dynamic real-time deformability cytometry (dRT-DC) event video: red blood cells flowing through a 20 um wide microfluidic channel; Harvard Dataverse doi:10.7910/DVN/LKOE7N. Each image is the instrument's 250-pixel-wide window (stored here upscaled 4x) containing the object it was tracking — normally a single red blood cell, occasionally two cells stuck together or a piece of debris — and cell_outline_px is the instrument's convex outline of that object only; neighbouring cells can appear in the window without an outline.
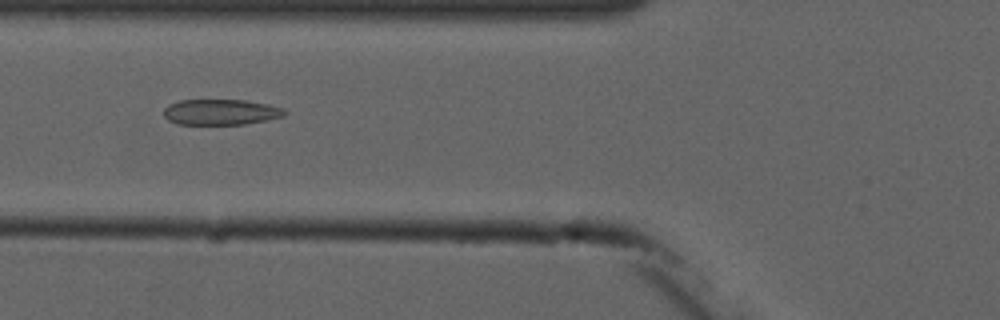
{"species": "common noctule bat (a hibernating species)", "species_latin": "Nyctalus noctula", "temperature_condition": "cold", "stored_images_in_passage": 10, "camera_frame_rate_fps": 3000, "um_per_image_px": 0.085, "animal": {"sex": "male", "forearm_length_mm": 52.5}, "frame": {"image": 1, "passage_image": 6, "time_ms": 5.667, "image_size_px": [1000, 320], "cell_outline_px": [[284, 116], [268, 120], [244, 124], [176, 124], [168, 120], [164, 116], [164, 108], [168, 104], [180, 100], [244, 100], [268, 104], [284, 108]], "centroid_in_image_um": [18.74, 9.52], "position_along_channel_um": 107.1, "area_um2": 18.09}}
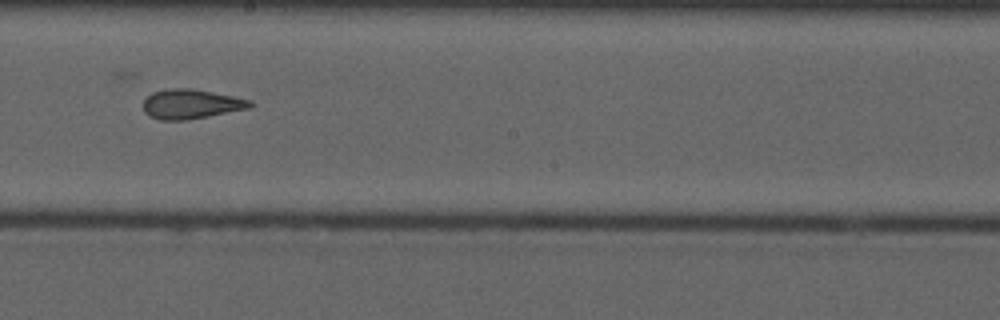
{"frame": {"image": 2, "passage_image": 9, "time_ms": 9.0, "image_size_px": [1000, 320], "cell_outline_px": [[252, 108], [188, 120], [160, 120], [148, 116], [144, 112], [144, 100], [152, 92], [168, 88], [188, 88], [232, 96], [252, 100]], "centroid_in_image_um": [16.23, 8.86], "position_along_channel_um": 232.0, "area_um2": 18.44}}
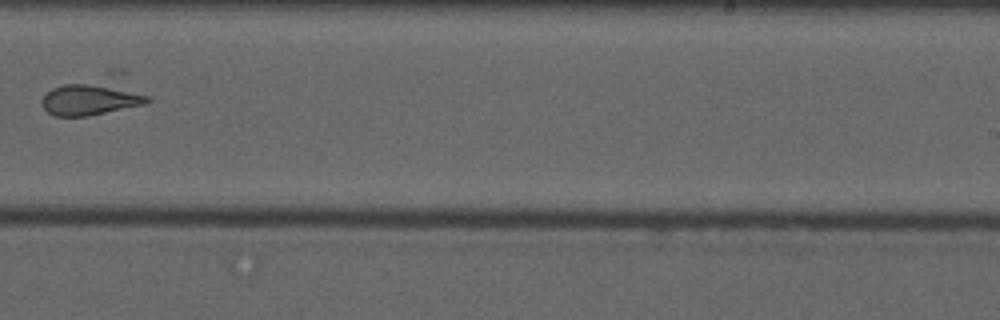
{"frame": {"image": 3, "passage_image": 10, "time_ms": 10.333, "image_size_px": [1000, 320], "cell_outline_px": [[148, 104], [88, 116], [56, 116], [48, 112], [44, 108], [40, 100], [52, 88], [64, 84], [104, 84], [148, 96]], "centroid_in_image_um": [7.62, 8.48], "position_along_channel_um": 281.4, "area_um2": 18.79}}